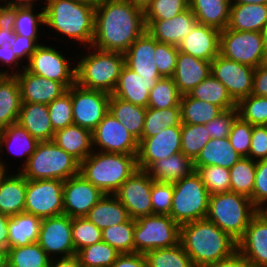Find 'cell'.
Masks as SVG:
<instances>
[{
    "label": "cell",
    "instance_id": "cell-1",
    "mask_svg": "<svg viewBox=\"0 0 267 267\" xmlns=\"http://www.w3.org/2000/svg\"><path fill=\"white\" fill-rule=\"evenodd\" d=\"M145 31L144 12L128 0H102L95 7L92 47L125 53Z\"/></svg>",
    "mask_w": 267,
    "mask_h": 267
},
{
    "label": "cell",
    "instance_id": "cell-2",
    "mask_svg": "<svg viewBox=\"0 0 267 267\" xmlns=\"http://www.w3.org/2000/svg\"><path fill=\"white\" fill-rule=\"evenodd\" d=\"M179 243L194 267H207L237 250V241L206 218L180 225Z\"/></svg>",
    "mask_w": 267,
    "mask_h": 267
},
{
    "label": "cell",
    "instance_id": "cell-3",
    "mask_svg": "<svg viewBox=\"0 0 267 267\" xmlns=\"http://www.w3.org/2000/svg\"><path fill=\"white\" fill-rule=\"evenodd\" d=\"M43 8L46 27L86 47L92 46L95 7L75 0H45Z\"/></svg>",
    "mask_w": 267,
    "mask_h": 267
},
{
    "label": "cell",
    "instance_id": "cell-4",
    "mask_svg": "<svg viewBox=\"0 0 267 267\" xmlns=\"http://www.w3.org/2000/svg\"><path fill=\"white\" fill-rule=\"evenodd\" d=\"M137 154L94 150L80 162L79 173L105 194H114L138 169Z\"/></svg>",
    "mask_w": 267,
    "mask_h": 267
},
{
    "label": "cell",
    "instance_id": "cell-5",
    "mask_svg": "<svg viewBox=\"0 0 267 267\" xmlns=\"http://www.w3.org/2000/svg\"><path fill=\"white\" fill-rule=\"evenodd\" d=\"M87 49L91 51L80 56L77 61L76 83L83 88L111 95L125 65L124 53L104 51L92 46Z\"/></svg>",
    "mask_w": 267,
    "mask_h": 267
},
{
    "label": "cell",
    "instance_id": "cell-6",
    "mask_svg": "<svg viewBox=\"0 0 267 267\" xmlns=\"http://www.w3.org/2000/svg\"><path fill=\"white\" fill-rule=\"evenodd\" d=\"M259 210L250 198L235 192L212 194L206 219L238 241Z\"/></svg>",
    "mask_w": 267,
    "mask_h": 267
},
{
    "label": "cell",
    "instance_id": "cell-7",
    "mask_svg": "<svg viewBox=\"0 0 267 267\" xmlns=\"http://www.w3.org/2000/svg\"><path fill=\"white\" fill-rule=\"evenodd\" d=\"M80 162L53 140L38 142L27 164L18 171L27 180L65 181L79 174Z\"/></svg>",
    "mask_w": 267,
    "mask_h": 267
},
{
    "label": "cell",
    "instance_id": "cell-8",
    "mask_svg": "<svg viewBox=\"0 0 267 267\" xmlns=\"http://www.w3.org/2000/svg\"><path fill=\"white\" fill-rule=\"evenodd\" d=\"M209 197V192L195 170L189 176L173 183V198L169 215L179 225L205 219Z\"/></svg>",
    "mask_w": 267,
    "mask_h": 267
},
{
    "label": "cell",
    "instance_id": "cell-9",
    "mask_svg": "<svg viewBox=\"0 0 267 267\" xmlns=\"http://www.w3.org/2000/svg\"><path fill=\"white\" fill-rule=\"evenodd\" d=\"M135 253L145 254L179 244L180 225L170 215L151 214L135 220Z\"/></svg>",
    "mask_w": 267,
    "mask_h": 267
},
{
    "label": "cell",
    "instance_id": "cell-10",
    "mask_svg": "<svg viewBox=\"0 0 267 267\" xmlns=\"http://www.w3.org/2000/svg\"><path fill=\"white\" fill-rule=\"evenodd\" d=\"M219 54L243 65L257 68L264 62L266 49L262 32L220 31Z\"/></svg>",
    "mask_w": 267,
    "mask_h": 267
},
{
    "label": "cell",
    "instance_id": "cell-11",
    "mask_svg": "<svg viewBox=\"0 0 267 267\" xmlns=\"http://www.w3.org/2000/svg\"><path fill=\"white\" fill-rule=\"evenodd\" d=\"M64 181L27 180L24 212L41 219L63 214Z\"/></svg>",
    "mask_w": 267,
    "mask_h": 267
},
{
    "label": "cell",
    "instance_id": "cell-12",
    "mask_svg": "<svg viewBox=\"0 0 267 267\" xmlns=\"http://www.w3.org/2000/svg\"><path fill=\"white\" fill-rule=\"evenodd\" d=\"M52 46L40 44L30 56L25 69L37 76L62 83L67 89L76 83V66Z\"/></svg>",
    "mask_w": 267,
    "mask_h": 267
},
{
    "label": "cell",
    "instance_id": "cell-13",
    "mask_svg": "<svg viewBox=\"0 0 267 267\" xmlns=\"http://www.w3.org/2000/svg\"><path fill=\"white\" fill-rule=\"evenodd\" d=\"M73 123L91 132L109 112L110 94L86 89L77 83L71 86Z\"/></svg>",
    "mask_w": 267,
    "mask_h": 267
},
{
    "label": "cell",
    "instance_id": "cell-14",
    "mask_svg": "<svg viewBox=\"0 0 267 267\" xmlns=\"http://www.w3.org/2000/svg\"><path fill=\"white\" fill-rule=\"evenodd\" d=\"M37 243L51 259L76 255L72 218L66 214L43 218Z\"/></svg>",
    "mask_w": 267,
    "mask_h": 267
},
{
    "label": "cell",
    "instance_id": "cell-15",
    "mask_svg": "<svg viewBox=\"0 0 267 267\" xmlns=\"http://www.w3.org/2000/svg\"><path fill=\"white\" fill-rule=\"evenodd\" d=\"M152 184L153 179L147 171L138 168L114 193L131 219L153 214Z\"/></svg>",
    "mask_w": 267,
    "mask_h": 267
},
{
    "label": "cell",
    "instance_id": "cell-16",
    "mask_svg": "<svg viewBox=\"0 0 267 267\" xmlns=\"http://www.w3.org/2000/svg\"><path fill=\"white\" fill-rule=\"evenodd\" d=\"M138 143V140L110 112L92 131L93 150L99 149V152L137 154Z\"/></svg>",
    "mask_w": 267,
    "mask_h": 267
},
{
    "label": "cell",
    "instance_id": "cell-17",
    "mask_svg": "<svg viewBox=\"0 0 267 267\" xmlns=\"http://www.w3.org/2000/svg\"><path fill=\"white\" fill-rule=\"evenodd\" d=\"M254 72L255 68L240 64L220 54L211 62V75L226 87L236 103L252 94Z\"/></svg>",
    "mask_w": 267,
    "mask_h": 267
},
{
    "label": "cell",
    "instance_id": "cell-18",
    "mask_svg": "<svg viewBox=\"0 0 267 267\" xmlns=\"http://www.w3.org/2000/svg\"><path fill=\"white\" fill-rule=\"evenodd\" d=\"M181 152V126L166 127L160 133L141 138L138 143L137 167L147 170L154 162Z\"/></svg>",
    "mask_w": 267,
    "mask_h": 267
},
{
    "label": "cell",
    "instance_id": "cell-19",
    "mask_svg": "<svg viewBox=\"0 0 267 267\" xmlns=\"http://www.w3.org/2000/svg\"><path fill=\"white\" fill-rule=\"evenodd\" d=\"M104 194L80 173L68 178L63 185V214L85 217Z\"/></svg>",
    "mask_w": 267,
    "mask_h": 267
},
{
    "label": "cell",
    "instance_id": "cell-20",
    "mask_svg": "<svg viewBox=\"0 0 267 267\" xmlns=\"http://www.w3.org/2000/svg\"><path fill=\"white\" fill-rule=\"evenodd\" d=\"M237 250L252 267H267V211L259 210L251 219Z\"/></svg>",
    "mask_w": 267,
    "mask_h": 267
},
{
    "label": "cell",
    "instance_id": "cell-21",
    "mask_svg": "<svg viewBox=\"0 0 267 267\" xmlns=\"http://www.w3.org/2000/svg\"><path fill=\"white\" fill-rule=\"evenodd\" d=\"M15 77L19 83L21 102L46 104L53 102L67 91L60 82L28 72L24 65Z\"/></svg>",
    "mask_w": 267,
    "mask_h": 267
},
{
    "label": "cell",
    "instance_id": "cell-22",
    "mask_svg": "<svg viewBox=\"0 0 267 267\" xmlns=\"http://www.w3.org/2000/svg\"><path fill=\"white\" fill-rule=\"evenodd\" d=\"M198 23L194 13L188 7L172 19L150 20L146 31L158 42L178 46Z\"/></svg>",
    "mask_w": 267,
    "mask_h": 267
},
{
    "label": "cell",
    "instance_id": "cell-23",
    "mask_svg": "<svg viewBox=\"0 0 267 267\" xmlns=\"http://www.w3.org/2000/svg\"><path fill=\"white\" fill-rule=\"evenodd\" d=\"M220 30L197 23L178 45L180 52L212 62L219 55Z\"/></svg>",
    "mask_w": 267,
    "mask_h": 267
},
{
    "label": "cell",
    "instance_id": "cell-24",
    "mask_svg": "<svg viewBox=\"0 0 267 267\" xmlns=\"http://www.w3.org/2000/svg\"><path fill=\"white\" fill-rule=\"evenodd\" d=\"M161 78L139 76L136 72L124 65L112 95L132 104L147 108L150 90Z\"/></svg>",
    "mask_w": 267,
    "mask_h": 267
},
{
    "label": "cell",
    "instance_id": "cell-25",
    "mask_svg": "<svg viewBox=\"0 0 267 267\" xmlns=\"http://www.w3.org/2000/svg\"><path fill=\"white\" fill-rule=\"evenodd\" d=\"M154 55L155 39L145 31L124 53L125 65L139 76L161 77Z\"/></svg>",
    "mask_w": 267,
    "mask_h": 267
},
{
    "label": "cell",
    "instance_id": "cell-26",
    "mask_svg": "<svg viewBox=\"0 0 267 267\" xmlns=\"http://www.w3.org/2000/svg\"><path fill=\"white\" fill-rule=\"evenodd\" d=\"M211 74V62L197 59L179 51L172 76L181 95H186Z\"/></svg>",
    "mask_w": 267,
    "mask_h": 267
},
{
    "label": "cell",
    "instance_id": "cell-27",
    "mask_svg": "<svg viewBox=\"0 0 267 267\" xmlns=\"http://www.w3.org/2000/svg\"><path fill=\"white\" fill-rule=\"evenodd\" d=\"M38 141L18 122L13 123L0 130V154L4 152L6 147L9 153L18 157H25L24 164L21 169L27 164L28 159L34 153ZM5 146V149L4 147ZM0 155V164L8 170L7 166Z\"/></svg>",
    "mask_w": 267,
    "mask_h": 267
},
{
    "label": "cell",
    "instance_id": "cell-28",
    "mask_svg": "<svg viewBox=\"0 0 267 267\" xmlns=\"http://www.w3.org/2000/svg\"><path fill=\"white\" fill-rule=\"evenodd\" d=\"M17 122L38 142L52 141L54 138L55 131L52 128L46 104L21 103Z\"/></svg>",
    "mask_w": 267,
    "mask_h": 267
},
{
    "label": "cell",
    "instance_id": "cell-29",
    "mask_svg": "<svg viewBox=\"0 0 267 267\" xmlns=\"http://www.w3.org/2000/svg\"><path fill=\"white\" fill-rule=\"evenodd\" d=\"M27 179L18 171L7 173L0 183V213L9 217L24 212Z\"/></svg>",
    "mask_w": 267,
    "mask_h": 267
},
{
    "label": "cell",
    "instance_id": "cell-30",
    "mask_svg": "<svg viewBox=\"0 0 267 267\" xmlns=\"http://www.w3.org/2000/svg\"><path fill=\"white\" fill-rule=\"evenodd\" d=\"M53 141L79 162L94 151L92 132L75 124L55 131Z\"/></svg>",
    "mask_w": 267,
    "mask_h": 267
},
{
    "label": "cell",
    "instance_id": "cell-31",
    "mask_svg": "<svg viewBox=\"0 0 267 267\" xmlns=\"http://www.w3.org/2000/svg\"><path fill=\"white\" fill-rule=\"evenodd\" d=\"M267 23V5L231 4L227 28L237 31L262 32Z\"/></svg>",
    "mask_w": 267,
    "mask_h": 267
},
{
    "label": "cell",
    "instance_id": "cell-32",
    "mask_svg": "<svg viewBox=\"0 0 267 267\" xmlns=\"http://www.w3.org/2000/svg\"><path fill=\"white\" fill-rule=\"evenodd\" d=\"M146 171L154 181L174 183L189 176L195 169L193 161L179 152L154 162Z\"/></svg>",
    "mask_w": 267,
    "mask_h": 267
},
{
    "label": "cell",
    "instance_id": "cell-33",
    "mask_svg": "<svg viewBox=\"0 0 267 267\" xmlns=\"http://www.w3.org/2000/svg\"><path fill=\"white\" fill-rule=\"evenodd\" d=\"M198 23L224 30L229 22L231 0H188Z\"/></svg>",
    "mask_w": 267,
    "mask_h": 267
},
{
    "label": "cell",
    "instance_id": "cell-34",
    "mask_svg": "<svg viewBox=\"0 0 267 267\" xmlns=\"http://www.w3.org/2000/svg\"><path fill=\"white\" fill-rule=\"evenodd\" d=\"M241 156L235 151L229 137L211 138L193 161L194 166H220L230 169Z\"/></svg>",
    "mask_w": 267,
    "mask_h": 267
},
{
    "label": "cell",
    "instance_id": "cell-35",
    "mask_svg": "<svg viewBox=\"0 0 267 267\" xmlns=\"http://www.w3.org/2000/svg\"><path fill=\"white\" fill-rule=\"evenodd\" d=\"M85 217L100 230L124 223L130 218L126 208L114 194H104Z\"/></svg>",
    "mask_w": 267,
    "mask_h": 267
},
{
    "label": "cell",
    "instance_id": "cell-36",
    "mask_svg": "<svg viewBox=\"0 0 267 267\" xmlns=\"http://www.w3.org/2000/svg\"><path fill=\"white\" fill-rule=\"evenodd\" d=\"M42 219L26 212L9 217L8 248L23 247L38 241Z\"/></svg>",
    "mask_w": 267,
    "mask_h": 267
},
{
    "label": "cell",
    "instance_id": "cell-37",
    "mask_svg": "<svg viewBox=\"0 0 267 267\" xmlns=\"http://www.w3.org/2000/svg\"><path fill=\"white\" fill-rule=\"evenodd\" d=\"M21 103L17 78L0 76V130L18 121Z\"/></svg>",
    "mask_w": 267,
    "mask_h": 267
},
{
    "label": "cell",
    "instance_id": "cell-38",
    "mask_svg": "<svg viewBox=\"0 0 267 267\" xmlns=\"http://www.w3.org/2000/svg\"><path fill=\"white\" fill-rule=\"evenodd\" d=\"M109 112L138 140L142 138L146 108L110 95Z\"/></svg>",
    "mask_w": 267,
    "mask_h": 267
},
{
    "label": "cell",
    "instance_id": "cell-39",
    "mask_svg": "<svg viewBox=\"0 0 267 267\" xmlns=\"http://www.w3.org/2000/svg\"><path fill=\"white\" fill-rule=\"evenodd\" d=\"M40 9V13H34V7H14L4 9L2 13L12 23L15 34L39 40V27L44 25L43 6Z\"/></svg>",
    "mask_w": 267,
    "mask_h": 267
},
{
    "label": "cell",
    "instance_id": "cell-40",
    "mask_svg": "<svg viewBox=\"0 0 267 267\" xmlns=\"http://www.w3.org/2000/svg\"><path fill=\"white\" fill-rule=\"evenodd\" d=\"M189 95L219 106L223 111L237 108V103L229 95L226 87L211 74L194 87Z\"/></svg>",
    "mask_w": 267,
    "mask_h": 267
},
{
    "label": "cell",
    "instance_id": "cell-41",
    "mask_svg": "<svg viewBox=\"0 0 267 267\" xmlns=\"http://www.w3.org/2000/svg\"><path fill=\"white\" fill-rule=\"evenodd\" d=\"M182 123L206 125L223 110L214 104L192 98L189 94L180 99Z\"/></svg>",
    "mask_w": 267,
    "mask_h": 267
},
{
    "label": "cell",
    "instance_id": "cell-42",
    "mask_svg": "<svg viewBox=\"0 0 267 267\" xmlns=\"http://www.w3.org/2000/svg\"><path fill=\"white\" fill-rule=\"evenodd\" d=\"M182 126L181 107L167 109L146 108L142 138L152 137L162 129Z\"/></svg>",
    "mask_w": 267,
    "mask_h": 267
},
{
    "label": "cell",
    "instance_id": "cell-43",
    "mask_svg": "<svg viewBox=\"0 0 267 267\" xmlns=\"http://www.w3.org/2000/svg\"><path fill=\"white\" fill-rule=\"evenodd\" d=\"M230 191L252 198L256 161L241 157L230 169Z\"/></svg>",
    "mask_w": 267,
    "mask_h": 267
},
{
    "label": "cell",
    "instance_id": "cell-44",
    "mask_svg": "<svg viewBox=\"0 0 267 267\" xmlns=\"http://www.w3.org/2000/svg\"><path fill=\"white\" fill-rule=\"evenodd\" d=\"M121 253L103 240L77 251L81 267H110Z\"/></svg>",
    "mask_w": 267,
    "mask_h": 267
},
{
    "label": "cell",
    "instance_id": "cell-45",
    "mask_svg": "<svg viewBox=\"0 0 267 267\" xmlns=\"http://www.w3.org/2000/svg\"><path fill=\"white\" fill-rule=\"evenodd\" d=\"M50 260L37 242L7 250V261L15 267H48Z\"/></svg>",
    "mask_w": 267,
    "mask_h": 267
},
{
    "label": "cell",
    "instance_id": "cell-46",
    "mask_svg": "<svg viewBox=\"0 0 267 267\" xmlns=\"http://www.w3.org/2000/svg\"><path fill=\"white\" fill-rule=\"evenodd\" d=\"M144 255L148 267H194L180 243L169 248L154 249Z\"/></svg>",
    "mask_w": 267,
    "mask_h": 267
},
{
    "label": "cell",
    "instance_id": "cell-47",
    "mask_svg": "<svg viewBox=\"0 0 267 267\" xmlns=\"http://www.w3.org/2000/svg\"><path fill=\"white\" fill-rule=\"evenodd\" d=\"M135 219L112 225L102 230V240L115 248L121 254L135 253L134 246Z\"/></svg>",
    "mask_w": 267,
    "mask_h": 267
},
{
    "label": "cell",
    "instance_id": "cell-48",
    "mask_svg": "<svg viewBox=\"0 0 267 267\" xmlns=\"http://www.w3.org/2000/svg\"><path fill=\"white\" fill-rule=\"evenodd\" d=\"M181 96L172 77L161 78L150 90L147 107L155 109L181 107Z\"/></svg>",
    "mask_w": 267,
    "mask_h": 267
},
{
    "label": "cell",
    "instance_id": "cell-49",
    "mask_svg": "<svg viewBox=\"0 0 267 267\" xmlns=\"http://www.w3.org/2000/svg\"><path fill=\"white\" fill-rule=\"evenodd\" d=\"M211 139L208 128L203 124L181 126V152L194 161L206 143Z\"/></svg>",
    "mask_w": 267,
    "mask_h": 267
},
{
    "label": "cell",
    "instance_id": "cell-50",
    "mask_svg": "<svg viewBox=\"0 0 267 267\" xmlns=\"http://www.w3.org/2000/svg\"><path fill=\"white\" fill-rule=\"evenodd\" d=\"M196 172L210 195L230 192V170L228 168L212 166H194Z\"/></svg>",
    "mask_w": 267,
    "mask_h": 267
},
{
    "label": "cell",
    "instance_id": "cell-51",
    "mask_svg": "<svg viewBox=\"0 0 267 267\" xmlns=\"http://www.w3.org/2000/svg\"><path fill=\"white\" fill-rule=\"evenodd\" d=\"M239 116L252 126L265 125L267 122V97L250 95L237 103Z\"/></svg>",
    "mask_w": 267,
    "mask_h": 267
},
{
    "label": "cell",
    "instance_id": "cell-52",
    "mask_svg": "<svg viewBox=\"0 0 267 267\" xmlns=\"http://www.w3.org/2000/svg\"><path fill=\"white\" fill-rule=\"evenodd\" d=\"M72 239L75 251L102 241V230L86 217L72 218Z\"/></svg>",
    "mask_w": 267,
    "mask_h": 267
},
{
    "label": "cell",
    "instance_id": "cell-53",
    "mask_svg": "<svg viewBox=\"0 0 267 267\" xmlns=\"http://www.w3.org/2000/svg\"><path fill=\"white\" fill-rule=\"evenodd\" d=\"M47 106L49 109L50 122L54 131L74 124L71 87Z\"/></svg>",
    "mask_w": 267,
    "mask_h": 267
},
{
    "label": "cell",
    "instance_id": "cell-54",
    "mask_svg": "<svg viewBox=\"0 0 267 267\" xmlns=\"http://www.w3.org/2000/svg\"><path fill=\"white\" fill-rule=\"evenodd\" d=\"M188 7V0H153L144 12L145 25L150 20L172 19Z\"/></svg>",
    "mask_w": 267,
    "mask_h": 267
},
{
    "label": "cell",
    "instance_id": "cell-55",
    "mask_svg": "<svg viewBox=\"0 0 267 267\" xmlns=\"http://www.w3.org/2000/svg\"><path fill=\"white\" fill-rule=\"evenodd\" d=\"M178 54V46L158 42L155 39V62L162 78L173 76Z\"/></svg>",
    "mask_w": 267,
    "mask_h": 267
},
{
    "label": "cell",
    "instance_id": "cell-56",
    "mask_svg": "<svg viewBox=\"0 0 267 267\" xmlns=\"http://www.w3.org/2000/svg\"><path fill=\"white\" fill-rule=\"evenodd\" d=\"M253 126L238 116L231 128L229 140L241 157H248Z\"/></svg>",
    "mask_w": 267,
    "mask_h": 267
},
{
    "label": "cell",
    "instance_id": "cell-57",
    "mask_svg": "<svg viewBox=\"0 0 267 267\" xmlns=\"http://www.w3.org/2000/svg\"><path fill=\"white\" fill-rule=\"evenodd\" d=\"M173 198V183L153 180L151 189V203L153 214L169 215Z\"/></svg>",
    "mask_w": 267,
    "mask_h": 267
},
{
    "label": "cell",
    "instance_id": "cell-58",
    "mask_svg": "<svg viewBox=\"0 0 267 267\" xmlns=\"http://www.w3.org/2000/svg\"><path fill=\"white\" fill-rule=\"evenodd\" d=\"M251 201L258 210L267 211V159L256 161L255 183Z\"/></svg>",
    "mask_w": 267,
    "mask_h": 267
},
{
    "label": "cell",
    "instance_id": "cell-59",
    "mask_svg": "<svg viewBox=\"0 0 267 267\" xmlns=\"http://www.w3.org/2000/svg\"><path fill=\"white\" fill-rule=\"evenodd\" d=\"M238 116L237 108L224 110L205 125L208 128V134L211 138L229 137L232 125Z\"/></svg>",
    "mask_w": 267,
    "mask_h": 267
},
{
    "label": "cell",
    "instance_id": "cell-60",
    "mask_svg": "<svg viewBox=\"0 0 267 267\" xmlns=\"http://www.w3.org/2000/svg\"><path fill=\"white\" fill-rule=\"evenodd\" d=\"M248 158L267 159V128L264 125L253 126Z\"/></svg>",
    "mask_w": 267,
    "mask_h": 267
},
{
    "label": "cell",
    "instance_id": "cell-61",
    "mask_svg": "<svg viewBox=\"0 0 267 267\" xmlns=\"http://www.w3.org/2000/svg\"><path fill=\"white\" fill-rule=\"evenodd\" d=\"M38 40H32L15 34L11 44L13 54L20 60H29L30 56L35 52L36 48L41 44Z\"/></svg>",
    "mask_w": 267,
    "mask_h": 267
},
{
    "label": "cell",
    "instance_id": "cell-62",
    "mask_svg": "<svg viewBox=\"0 0 267 267\" xmlns=\"http://www.w3.org/2000/svg\"><path fill=\"white\" fill-rule=\"evenodd\" d=\"M20 60L13 54V51L11 50V44L6 42L0 47V64L1 65H6V67L10 69L6 70H0V76H16L19 71H22L20 69L14 68V67H19ZM15 65V66H14ZM13 69V72L12 70ZM11 70V71H9Z\"/></svg>",
    "mask_w": 267,
    "mask_h": 267
},
{
    "label": "cell",
    "instance_id": "cell-63",
    "mask_svg": "<svg viewBox=\"0 0 267 267\" xmlns=\"http://www.w3.org/2000/svg\"><path fill=\"white\" fill-rule=\"evenodd\" d=\"M110 267H148L144 254L123 253Z\"/></svg>",
    "mask_w": 267,
    "mask_h": 267
},
{
    "label": "cell",
    "instance_id": "cell-64",
    "mask_svg": "<svg viewBox=\"0 0 267 267\" xmlns=\"http://www.w3.org/2000/svg\"><path fill=\"white\" fill-rule=\"evenodd\" d=\"M252 95L267 97V68L263 64L255 68Z\"/></svg>",
    "mask_w": 267,
    "mask_h": 267
},
{
    "label": "cell",
    "instance_id": "cell-65",
    "mask_svg": "<svg viewBox=\"0 0 267 267\" xmlns=\"http://www.w3.org/2000/svg\"><path fill=\"white\" fill-rule=\"evenodd\" d=\"M207 267H252L244 256L236 250L232 255Z\"/></svg>",
    "mask_w": 267,
    "mask_h": 267
},
{
    "label": "cell",
    "instance_id": "cell-66",
    "mask_svg": "<svg viewBox=\"0 0 267 267\" xmlns=\"http://www.w3.org/2000/svg\"><path fill=\"white\" fill-rule=\"evenodd\" d=\"M14 35L15 32L12 23L2 12H0V47L6 42L11 43Z\"/></svg>",
    "mask_w": 267,
    "mask_h": 267
},
{
    "label": "cell",
    "instance_id": "cell-67",
    "mask_svg": "<svg viewBox=\"0 0 267 267\" xmlns=\"http://www.w3.org/2000/svg\"><path fill=\"white\" fill-rule=\"evenodd\" d=\"M48 267H81L76 255L65 258H53Z\"/></svg>",
    "mask_w": 267,
    "mask_h": 267
},
{
    "label": "cell",
    "instance_id": "cell-68",
    "mask_svg": "<svg viewBox=\"0 0 267 267\" xmlns=\"http://www.w3.org/2000/svg\"><path fill=\"white\" fill-rule=\"evenodd\" d=\"M9 216L0 213V247L8 250Z\"/></svg>",
    "mask_w": 267,
    "mask_h": 267
},
{
    "label": "cell",
    "instance_id": "cell-69",
    "mask_svg": "<svg viewBox=\"0 0 267 267\" xmlns=\"http://www.w3.org/2000/svg\"><path fill=\"white\" fill-rule=\"evenodd\" d=\"M5 2L4 4L0 2V12L7 8L14 7H33L34 2L37 0H0ZM45 1V0H44Z\"/></svg>",
    "mask_w": 267,
    "mask_h": 267
},
{
    "label": "cell",
    "instance_id": "cell-70",
    "mask_svg": "<svg viewBox=\"0 0 267 267\" xmlns=\"http://www.w3.org/2000/svg\"><path fill=\"white\" fill-rule=\"evenodd\" d=\"M135 8L145 12L153 0H128Z\"/></svg>",
    "mask_w": 267,
    "mask_h": 267
},
{
    "label": "cell",
    "instance_id": "cell-71",
    "mask_svg": "<svg viewBox=\"0 0 267 267\" xmlns=\"http://www.w3.org/2000/svg\"><path fill=\"white\" fill-rule=\"evenodd\" d=\"M231 4H262V5H267V0H231Z\"/></svg>",
    "mask_w": 267,
    "mask_h": 267
},
{
    "label": "cell",
    "instance_id": "cell-72",
    "mask_svg": "<svg viewBox=\"0 0 267 267\" xmlns=\"http://www.w3.org/2000/svg\"><path fill=\"white\" fill-rule=\"evenodd\" d=\"M7 262V249L0 247V267H5Z\"/></svg>",
    "mask_w": 267,
    "mask_h": 267
},
{
    "label": "cell",
    "instance_id": "cell-73",
    "mask_svg": "<svg viewBox=\"0 0 267 267\" xmlns=\"http://www.w3.org/2000/svg\"><path fill=\"white\" fill-rule=\"evenodd\" d=\"M96 7L102 0H75Z\"/></svg>",
    "mask_w": 267,
    "mask_h": 267
},
{
    "label": "cell",
    "instance_id": "cell-74",
    "mask_svg": "<svg viewBox=\"0 0 267 267\" xmlns=\"http://www.w3.org/2000/svg\"><path fill=\"white\" fill-rule=\"evenodd\" d=\"M262 36H263L264 46H265V49H266V52H267V23L263 27Z\"/></svg>",
    "mask_w": 267,
    "mask_h": 267
},
{
    "label": "cell",
    "instance_id": "cell-75",
    "mask_svg": "<svg viewBox=\"0 0 267 267\" xmlns=\"http://www.w3.org/2000/svg\"><path fill=\"white\" fill-rule=\"evenodd\" d=\"M9 172V170H6L1 164H0V183L2 181V178Z\"/></svg>",
    "mask_w": 267,
    "mask_h": 267
},
{
    "label": "cell",
    "instance_id": "cell-76",
    "mask_svg": "<svg viewBox=\"0 0 267 267\" xmlns=\"http://www.w3.org/2000/svg\"><path fill=\"white\" fill-rule=\"evenodd\" d=\"M263 65L267 68V52L265 54Z\"/></svg>",
    "mask_w": 267,
    "mask_h": 267
},
{
    "label": "cell",
    "instance_id": "cell-77",
    "mask_svg": "<svg viewBox=\"0 0 267 267\" xmlns=\"http://www.w3.org/2000/svg\"><path fill=\"white\" fill-rule=\"evenodd\" d=\"M5 267H15V266L11 265V264L7 261L6 264H5Z\"/></svg>",
    "mask_w": 267,
    "mask_h": 267
}]
</instances>
